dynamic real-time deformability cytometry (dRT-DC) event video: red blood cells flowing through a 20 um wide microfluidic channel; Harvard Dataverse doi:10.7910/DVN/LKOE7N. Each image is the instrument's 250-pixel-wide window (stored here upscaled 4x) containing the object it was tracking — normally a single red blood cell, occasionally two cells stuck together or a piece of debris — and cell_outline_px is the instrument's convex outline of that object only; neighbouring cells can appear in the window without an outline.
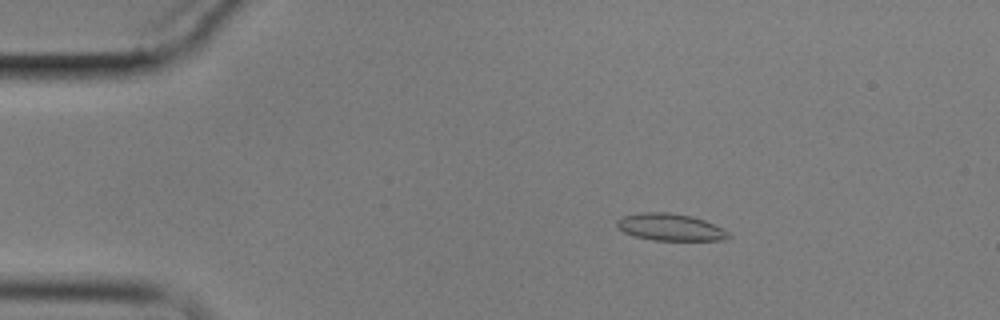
{"species": "common noctule bat (a hibernating species)", "species_latin": "Nyctalus noctula", "temperature_condition": "cold", "stored_images_in_passage": 14, "camera_frame_rate_fps": 3000, "um_per_image_px": 0.085, "animal": {"sex": "male", "body_mass_g": 17.9}, "frame": {"image": 1, "passage_image": 3, "time_ms": 2.667, "image_size_px": [1000, 320], "cell_outline_px": [[732, 236], [724, 240], [652, 240], [636, 236], [624, 232], [616, 228], [616, 220], [624, 216], [640, 212], [668, 212], [692, 216], [704, 220], [724, 228]], "centroid_in_image_um": [56.98, 19.3], "position_along_channel_um": 28.0, "area_um2": 17.69}}
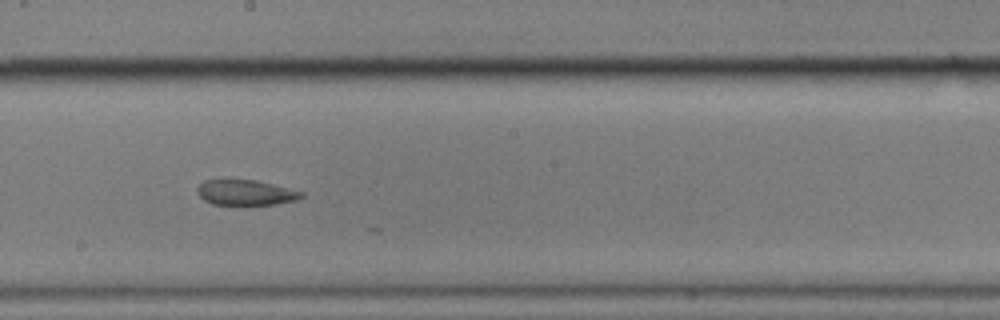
{"frame": {"image": 2, "passage_image": 9, "time_ms": 10.333, "image_size_px": [1000, 320], "cell_outline_px": [[304, 196], [296, 200], [276, 204], [212, 204], [204, 200], [196, 192], [196, 188], [204, 180], [224, 176], [256, 180], [304, 192]], "centroid_in_image_um": [20.8, 16.31], "position_along_channel_um": 227.4, "area_um2": 15.95}}
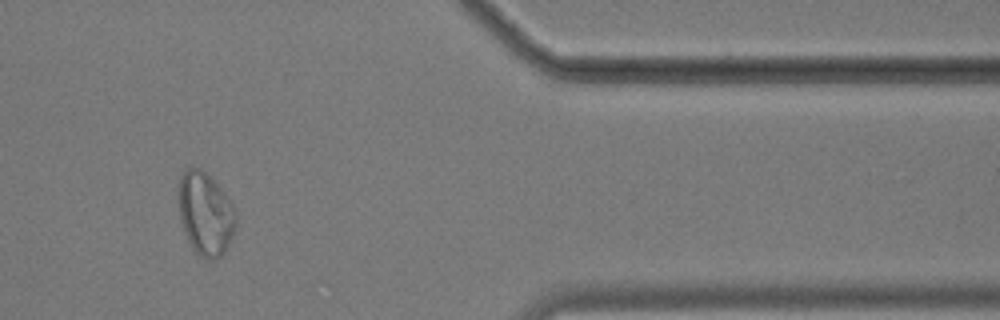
{"frame": {"image": 3, "passage_image": 13, "time_ms": 16.0, "image_size_px": [1000, 320], "cell_outline_px": [[236, 224], [232, 236], [224, 252], [216, 260], [208, 260], [200, 256], [196, 252], [188, 240], [184, 232], [180, 216], [180, 176], [188, 168], [200, 168], [220, 188], [228, 200], [236, 216]], "centroid_in_image_um": [17.46, 18.22], "position_along_channel_um": 393.9, "area_um2": 26.88}}